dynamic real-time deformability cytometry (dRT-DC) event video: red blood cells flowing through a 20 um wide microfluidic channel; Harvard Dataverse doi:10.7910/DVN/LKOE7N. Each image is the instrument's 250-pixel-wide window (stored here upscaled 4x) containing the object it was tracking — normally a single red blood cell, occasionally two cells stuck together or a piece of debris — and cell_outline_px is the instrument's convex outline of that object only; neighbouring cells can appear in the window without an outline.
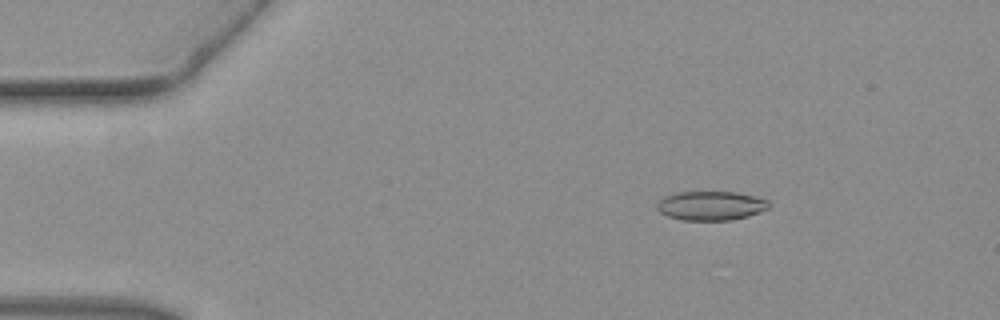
{"species": "common noctule bat (a hibernating species)", "species_latin": "Nyctalus noctula", "temperature_condition": "warm", "stored_images_in_passage": 41, "camera_frame_rate_fps": 3000, "um_per_image_px": 0.085, "animal": {"sex": "female", "body_mass_g": 19.3, "forearm_length_mm": 54.1}, "frame": {"image": 1, "passage_image": 8, "time_ms": 2.333, "image_size_px": [1000, 320], "cell_outline_px": [[768, 208], [748, 216], [732, 220], [680, 220], [668, 216], [660, 212], [656, 208], [656, 204], [664, 196], [676, 192], [736, 192], [756, 196], [768, 200]], "centroid_in_image_um": [60.39, 17.48], "position_along_channel_um": 24.6, "area_um2": 19.02}}
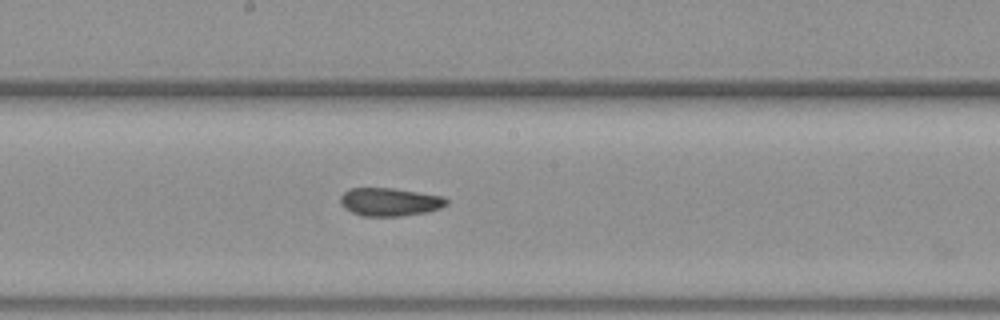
{"frame": {"image": 2, "passage_image": 23, "time_ms": 7.333, "image_size_px": [1000, 320], "cell_outline_px": [[448, 204], [440, 208], [428, 212], [400, 216], [360, 216], [344, 208], [340, 204], [340, 196], [348, 188], [392, 188], [444, 196], [448, 200]], "centroid_in_image_um": [33.12, 17.16], "position_along_channel_um": 215.1, "area_um2": 17.57}}
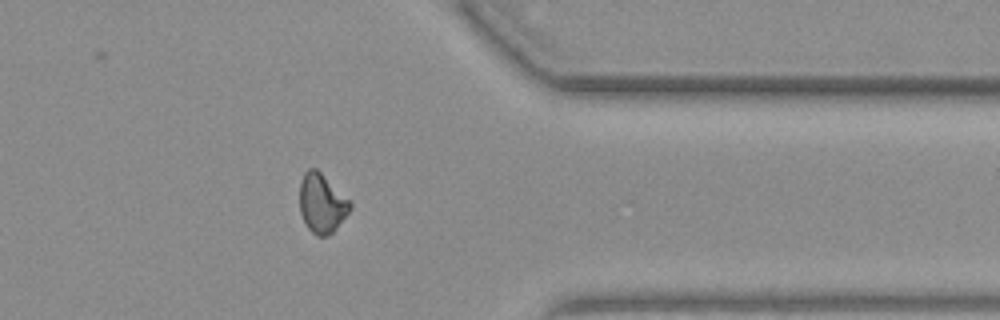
{"frame": {"image": 3, "passage_image": 36, "time_ms": 11.667, "image_size_px": [1000, 320], "cell_outline_px": [[352, 208], [332, 232], [328, 236], [316, 236], [308, 228], [300, 212], [300, 180], [304, 172], [308, 168], [316, 168], [352, 204]], "centroid_in_image_um": [27.32, 17.28], "position_along_channel_um": 384.1, "area_um2": 17.05}}